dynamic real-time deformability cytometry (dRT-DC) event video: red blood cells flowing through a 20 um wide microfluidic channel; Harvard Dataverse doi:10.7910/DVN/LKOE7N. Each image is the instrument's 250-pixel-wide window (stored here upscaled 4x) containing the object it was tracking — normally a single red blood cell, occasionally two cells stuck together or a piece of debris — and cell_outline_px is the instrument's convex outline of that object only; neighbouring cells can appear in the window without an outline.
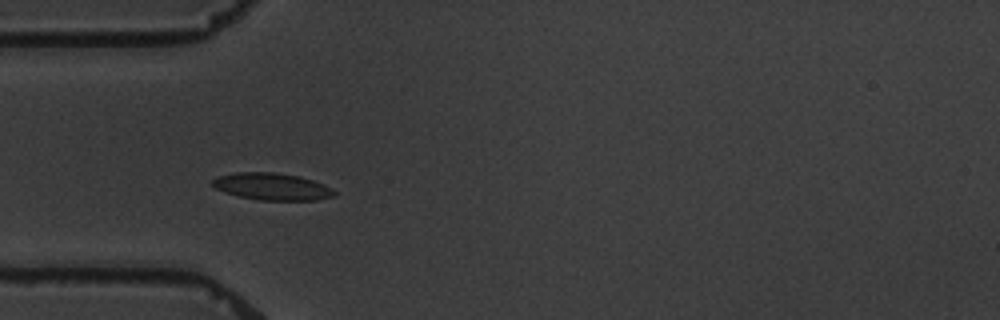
{"species": "common noctule bat (a hibernating species)", "species_latin": "Nyctalus noctula", "temperature_condition": "warm", "stored_images_in_passage": 7, "camera_frame_rate_fps": 3000, "um_per_image_px": 0.085, "animal": {"sex": "male", "body_mass_g": 19.5, "forearm_length_mm": 54.6}, "frame": {"image": 1, "passage_image": 5, "time_ms": 5.333, "image_size_px": [1000, 320], "cell_outline_px": [[336, 196], [320, 200], [260, 200], [240, 196], [224, 192], [216, 188], [212, 184], [212, 180], [220, 176], [236, 172], [276, 172], [300, 176], [324, 184], [332, 188], [336, 192]], "centroid_in_image_um": [23.18, 15.86], "position_along_channel_um": 61.8, "area_um2": 19.25}}
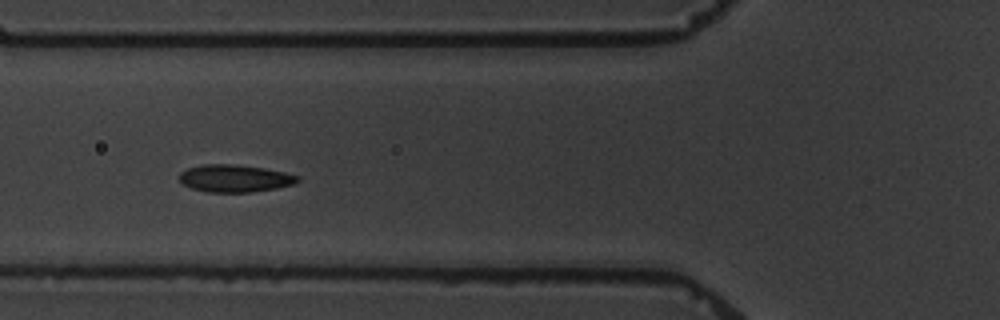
{"frame": {"image": 2, "passage_image": 6, "time_ms": 6.667, "image_size_px": [1000, 320], "cell_outline_px": [[300, 180], [296, 184], [276, 188], [252, 192], [208, 192], [192, 188], [184, 184], [180, 180], [180, 172], [188, 168], [204, 164], [232, 164], [264, 168], [284, 172], [300, 176]], "centroid_in_image_um": [20.0, 15.16], "position_along_channel_um": 105.8, "area_um2": 18.84}}
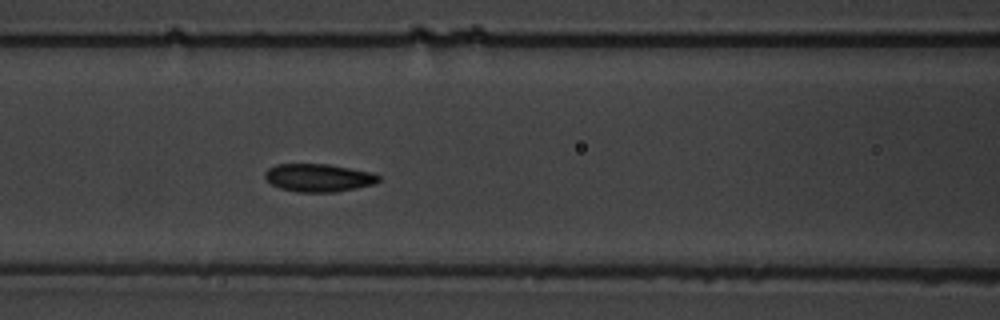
{"frame": {"image": 3, "passage_image": 7, "time_ms": 7.667, "image_size_px": [1000, 320], "cell_outline_px": [[380, 180], [372, 184], [356, 188], [336, 192], [296, 192], [280, 188], [272, 184], [264, 176], [264, 172], [268, 168], [276, 164], [328, 164], [372, 172], [380, 176]], "centroid_in_image_um": [27.06, 15.1], "position_along_channel_um": 139.5, "area_um2": 18.5}}